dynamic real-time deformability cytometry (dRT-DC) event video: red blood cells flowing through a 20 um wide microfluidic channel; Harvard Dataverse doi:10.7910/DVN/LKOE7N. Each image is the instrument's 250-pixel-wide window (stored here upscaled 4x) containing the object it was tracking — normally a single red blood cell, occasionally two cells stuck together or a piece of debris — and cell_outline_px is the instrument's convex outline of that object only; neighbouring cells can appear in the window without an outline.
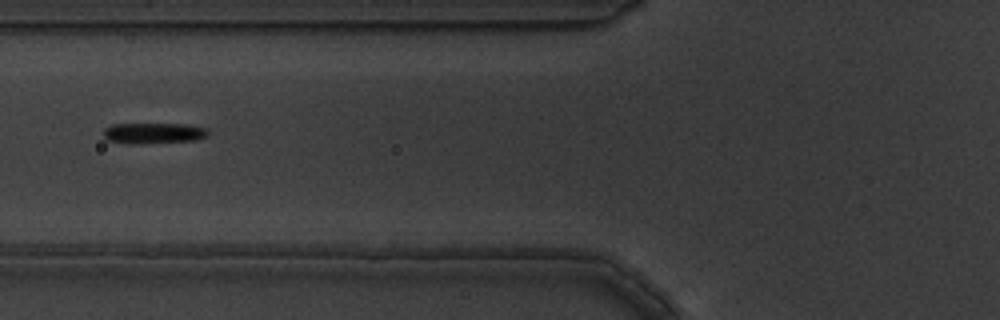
{"species": "common noctule bat (a hibernating species)", "species_latin": "Nyctalus noctula", "temperature_condition": "warm", "stored_images_in_passage": 7, "camera_frame_rate_fps": 3000, "um_per_image_px": 0.085, "animal": {"sex": "male", "body_mass_g": 19.5, "forearm_length_mm": 54.6}, "frame": {"image": 1, "passage_image": 4, "time_ms": 1.0, "image_size_px": [1000, 320], "cell_outline_px": [[208, 132], [204, 136], [196, 140], [132, 144], [128, 144], [108, 140], [104, 136], [104, 128], [112, 124], [188, 124], [208, 128]], "centroid_in_image_um": [13.03, 11.31], "position_along_channel_um": 112.8, "area_um2": 12.6}}
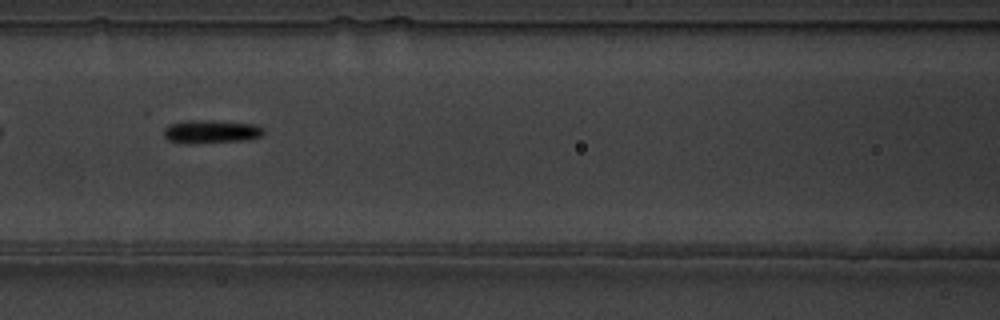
{"frame": {"image": 2, "passage_image": 5, "time_ms": 1.333, "image_size_px": [1000, 320], "cell_outline_px": [[264, 132], [260, 136], [248, 140], [188, 144], [168, 140], [164, 136], [164, 128], [168, 124], [188, 120], [212, 120], [256, 124], [264, 128]], "centroid_in_image_um": [17.94, 11.18], "position_along_channel_um": 148.7, "area_um2": 13.76}}
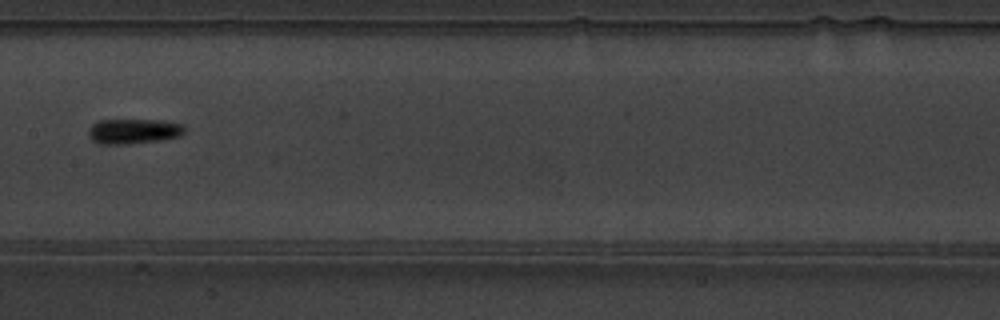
{"frame": {"image": 3, "passage_image": 6, "time_ms": 1.667, "image_size_px": [1000, 320], "cell_outline_px": [[184, 132], [180, 136], [160, 140], [124, 144], [96, 144], [88, 136], [88, 128], [92, 124], [100, 120], [164, 120], [184, 124]], "centroid_in_image_um": [11.33, 11.15], "position_along_channel_um": 196.1, "area_um2": 14.16}}